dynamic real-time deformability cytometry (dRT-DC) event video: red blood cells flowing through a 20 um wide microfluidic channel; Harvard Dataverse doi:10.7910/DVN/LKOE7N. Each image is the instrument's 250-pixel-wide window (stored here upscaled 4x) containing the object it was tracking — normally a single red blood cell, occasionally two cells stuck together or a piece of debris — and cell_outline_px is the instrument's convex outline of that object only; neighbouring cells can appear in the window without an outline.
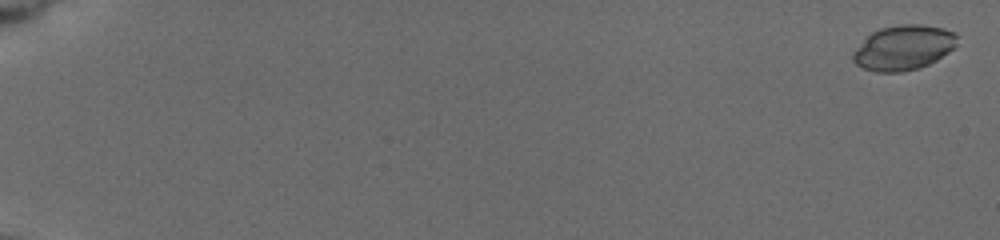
{"species": "common noctule bat (a hibernating species)", "species_latin": "Nyctalus noctula", "temperature_condition": "cold", "stored_images_in_passage": 29, "camera_frame_rate_fps": 3000, "um_per_image_px": 0.085, "animal": {"sex": "female", "body_mass_g": 19.5, "forearm_length_mm": 54.1}, "frame": {"image": 1, "passage_image": 1, "time_ms": 0.0, "image_size_px": [1000, 240], "cell_outline_px": [[956, 48], [936, 60], [920, 68], [900, 72], [876, 72], [864, 68], [856, 64], [852, 60], [852, 52], [872, 32], [880, 28], [900, 24], [920, 24], [944, 28], [952, 32], [956, 36]], "centroid_in_image_um": [76.8, 4.05], "position_along_channel_um": 8.2, "area_um2": 27.22}}
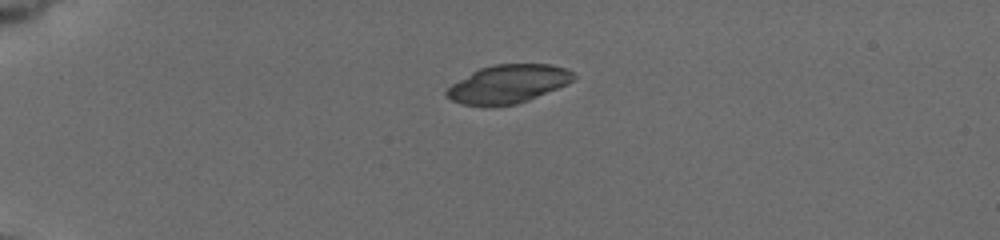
{"frame": {"image": 2, "passage_image": 20, "time_ms": 5.0, "image_size_px": [1000, 240], "cell_outline_px": [[576, 76], [568, 84], [528, 100], [516, 104], [460, 104], [444, 96], [444, 92], [452, 84], [472, 72], [480, 68], [492, 64], [552, 64], [564, 68], [572, 72]], "centroid_in_image_um": [43.19, 7.11], "position_along_channel_um": 41.8, "area_um2": 27.92}}